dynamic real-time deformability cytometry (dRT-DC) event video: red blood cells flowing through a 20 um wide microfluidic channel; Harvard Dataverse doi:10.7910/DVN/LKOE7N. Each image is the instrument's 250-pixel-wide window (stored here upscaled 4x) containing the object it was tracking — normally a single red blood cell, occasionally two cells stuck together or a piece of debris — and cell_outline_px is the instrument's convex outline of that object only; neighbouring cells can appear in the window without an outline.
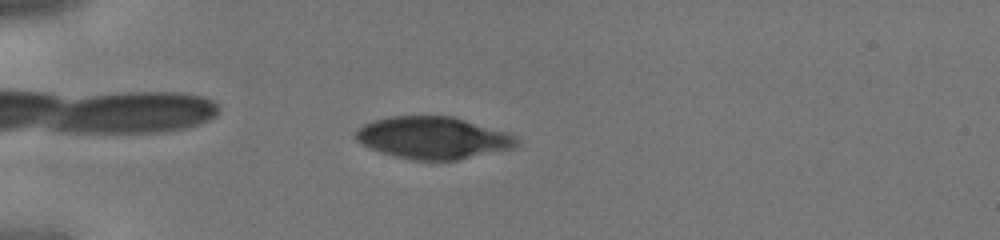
{"species": "human", "species_latin": "Homo sapiens", "temperature_condition": "cold", "stored_images_in_passage": 43, "camera_frame_rate_fps": 3000, "um_per_image_px": 0.085, "donor": {"sex": "male"}, "frame": {"image": 1, "passage_image": 12, "time_ms": 3.667, "image_size_px": [1000, 240], "cell_outline_px": [[520, 144], [516, 148], [456, 160], [412, 160], [380, 152], [360, 144], [356, 140], [352, 132], [356, 128], [372, 120], [388, 116], [452, 116], [508, 132], [516, 136], [520, 140]], "centroid_in_image_um": [36.8, 11.71], "position_along_channel_um": 48.2, "area_um2": 40.06}}
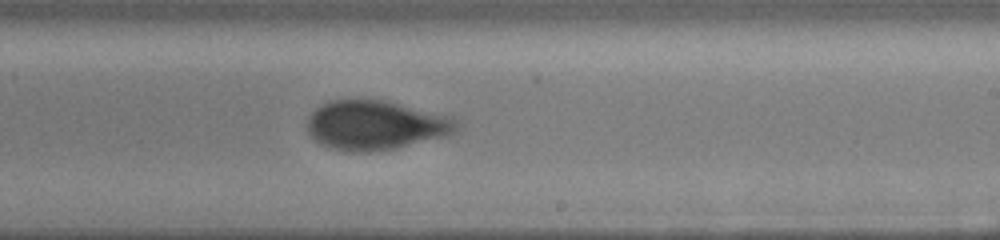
{"frame": {"image": 2, "passage_image": 27, "time_ms": 8.667, "image_size_px": [1000, 240], "cell_outline_px": [[460, 124], [456, 132], [448, 136], [396, 148], [368, 152], [352, 152], [328, 148], [320, 144], [308, 132], [308, 116], [316, 108], [332, 100], [388, 100], [452, 116]], "centroid_in_image_um": [31.97, 10.64], "position_along_channel_um": 257.0, "area_um2": 43.29}}
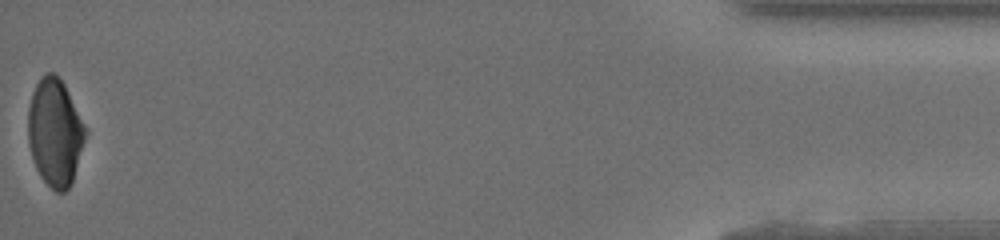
{"frame": {"image": 3, "passage_image": 43, "time_ms": 14.0, "image_size_px": [1000, 240], "cell_outline_px": [[88, 132], [72, 180], [68, 188], [64, 192], [56, 192], [40, 176], [36, 168], [28, 144], [28, 108], [32, 92], [40, 76], [48, 72], [52, 72], [60, 76], [88, 128]], "centroid_in_image_um": [4.68, 11.2], "position_along_channel_um": 430.5, "area_um2": 36.18}}